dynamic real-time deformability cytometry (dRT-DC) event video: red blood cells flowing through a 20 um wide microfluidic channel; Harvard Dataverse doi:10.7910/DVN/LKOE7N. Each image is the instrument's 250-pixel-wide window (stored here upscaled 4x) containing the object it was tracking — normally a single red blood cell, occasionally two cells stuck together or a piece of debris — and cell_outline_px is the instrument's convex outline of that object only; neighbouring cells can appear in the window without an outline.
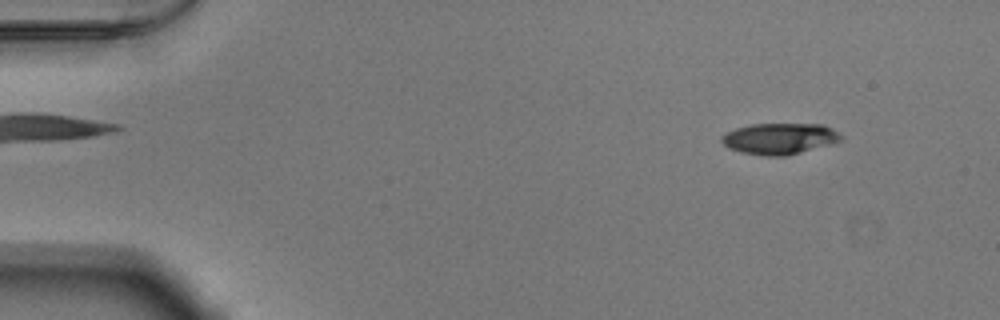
{"species": "Egyptian fruit bat (a non-hibernating species)", "species_latin": "Rousettus aegyptiacus", "temperature_condition": "warm", "stored_images_in_passage": 14, "camera_frame_rate_fps": 3000, "um_per_image_px": 0.085, "animal": {"sex": "male"}, "frame": {"image": 1, "passage_image": 5, "time_ms": 1.333, "image_size_px": [1000, 320], "cell_outline_px": [[844, 140], [784, 156], [764, 156], [744, 152], [728, 148], [720, 140], [720, 136], [736, 128], [752, 124], [824, 124], [832, 128], [844, 136]], "centroid_in_image_um": [66.28, 11.77], "position_along_channel_um": 18.7, "area_um2": 21.56}}